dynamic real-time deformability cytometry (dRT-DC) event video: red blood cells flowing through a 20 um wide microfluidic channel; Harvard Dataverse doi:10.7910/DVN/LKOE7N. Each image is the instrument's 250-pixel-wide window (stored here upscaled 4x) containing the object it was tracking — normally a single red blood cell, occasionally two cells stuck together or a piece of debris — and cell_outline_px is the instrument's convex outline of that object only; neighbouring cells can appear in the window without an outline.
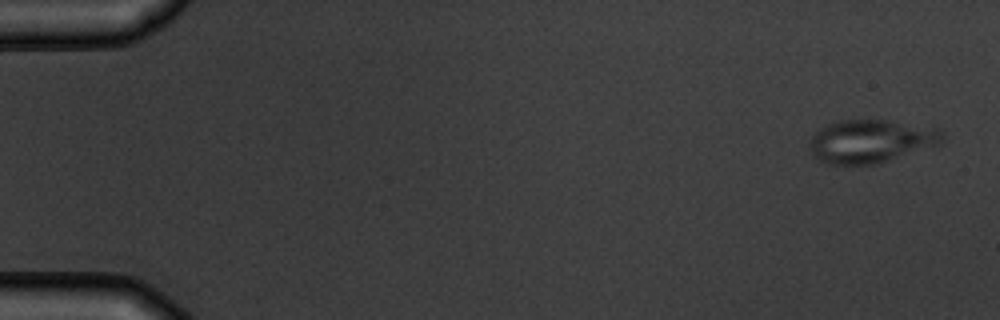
{"species": "common noctule bat (a hibernating species)", "species_latin": "Nyctalus noctula", "temperature_condition": "warm", "stored_images_in_passage": 6, "camera_frame_rate_fps": 3000, "um_per_image_px": 0.085, "animal": {"sex": "male", "body_mass_g": 19.5, "forearm_length_mm": 54.6}, "frame": {"image": 1, "passage_image": 1, "time_ms": 0.0, "image_size_px": [1000, 320], "cell_outline_px": [[944, 140], [940, 144], [876, 164], [828, 164], [820, 160], [808, 148], [808, 140], [820, 128], [828, 124], [840, 120], [888, 120], [940, 128], [944, 136]], "centroid_in_image_um": [74.03, 11.99], "position_along_channel_um": 11.0, "area_um2": 33.41}}